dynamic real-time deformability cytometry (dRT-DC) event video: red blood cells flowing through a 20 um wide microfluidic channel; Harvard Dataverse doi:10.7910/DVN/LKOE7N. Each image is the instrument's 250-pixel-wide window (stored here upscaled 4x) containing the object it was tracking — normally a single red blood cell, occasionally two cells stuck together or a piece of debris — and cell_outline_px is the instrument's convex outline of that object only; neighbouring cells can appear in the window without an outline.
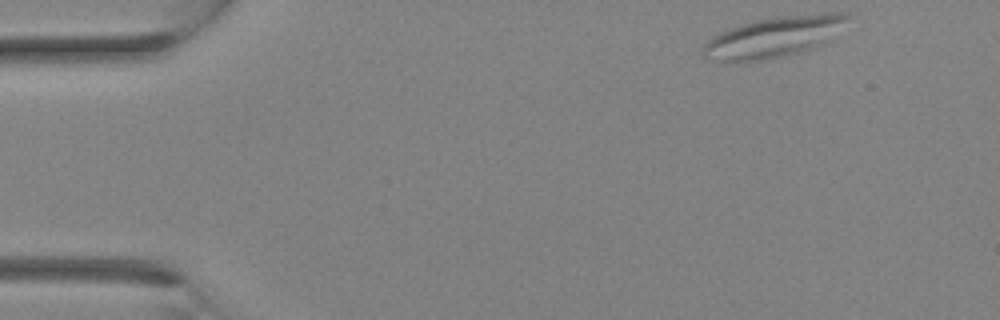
{"species": "Egyptian fruit bat (a non-hibernating species)", "species_latin": "Rousettus aegyptiacus", "temperature_condition": "room temperature", "stored_images_in_passage": 3, "camera_frame_rate_fps": 3000, "um_per_image_px": 0.085, "animal": {"sex": "female"}, "frame": {"image": 1, "passage_image": 1, "time_ms": 0.0, "image_size_px": [1000, 320], "cell_outline_px": [[852, 16], [820, 44], [812, 48], [800, 52], [768, 60], [720, 60], [704, 56], [700, 48], [712, 36], [728, 28], [756, 20], [776, 16], [824, 12], [848, 12]], "centroid_in_image_um": [65.76, 3.11], "position_along_channel_um": 19.2, "area_um2": 33.76}}